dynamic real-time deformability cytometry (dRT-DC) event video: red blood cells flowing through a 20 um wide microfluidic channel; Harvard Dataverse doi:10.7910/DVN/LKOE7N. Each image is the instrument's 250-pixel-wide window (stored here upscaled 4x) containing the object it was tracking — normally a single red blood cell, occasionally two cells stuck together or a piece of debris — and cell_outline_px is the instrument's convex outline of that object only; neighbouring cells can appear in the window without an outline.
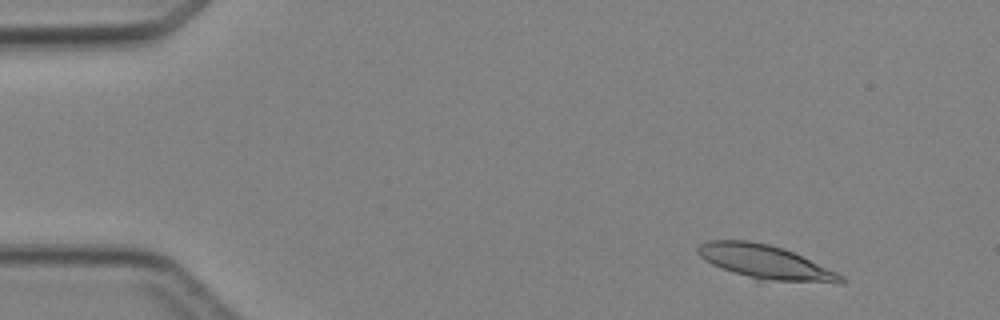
{"species": "Egyptian fruit bat (a non-hibernating species)", "species_latin": "Rousettus aegyptiacus", "temperature_condition": "cold", "stored_images_in_passage": 3, "camera_frame_rate_fps": 3000, "um_per_image_px": 0.085, "animal": {"sex": "female"}, "frame": {"image": 1, "passage_image": 1, "time_ms": 0.0, "image_size_px": [1000, 320], "cell_outline_px": [[844, 284], [836, 284], [764, 280], [748, 276], [720, 268], [704, 260], [696, 252], [696, 248], [700, 244], [708, 240], [748, 240], [768, 244], [784, 248], [836, 272], [844, 276]], "centroid_in_image_um": [65.07, 22.28], "position_along_channel_um": 19.9, "area_um2": 28.21}}